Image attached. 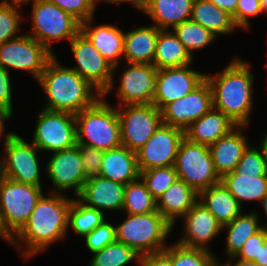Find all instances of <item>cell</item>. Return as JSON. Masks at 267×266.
I'll return each mask as SVG.
<instances>
[{
  "mask_svg": "<svg viewBox=\"0 0 267 266\" xmlns=\"http://www.w3.org/2000/svg\"><path fill=\"white\" fill-rule=\"evenodd\" d=\"M212 90L213 107L222 111L237 126H246L252 108L254 75L250 66L234 59L221 74L206 75Z\"/></svg>",
  "mask_w": 267,
  "mask_h": 266,
  "instance_id": "obj_1",
  "label": "cell"
},
{
  "mask_svg": "<svg viewBox=\"0 0 267 266\" xmlns=\"http://www.w3.org/2000/svg\"><path fill=\"white\" fill-rule=\"evenodd\" d=\"M59 65L54 56L37 79L47 95L48 102L44 109L76 115L102 97L95 87L72 68Z\"/></svg>",
  "mask_w": 267,
  "mask_h": 266,
  "instance_id": "obj_2",
  "label": "cell"
},
{
  "mask_svg": "<svg viewBox=\"0 0 267 266\" xmlns=\"http://www.w3.org/2000/svg\"><path fill=\"white\" fill-rule=\"evenodd\" d=\"M50 197L41 196L30 214L28 222L16 234L27 244L23 252L31 257L65 237L68 229V211L72 200L61 194L50 193Z\"/></svg>",
  "mask_w": 267,
  "mask_h": 266,
  "instance_id": "obj_3",
  "label": "cell"
},
{
  "mask_svg": "<svg viewBox=\"0 0 267 266\" xmlns=\"http://www.w3.org/2000/svg\"><path fill=\"white\" fill-rule=\"evenodd\" d=\"M75 120L77 144L102 151L122 145L118 112L101 98L92 106L77 113Z\"/></svg>",
  "mask_w": 267,
  "mask_h": 266,
  "instance_id": "obj_4",
  "label": "cell"
},
{
  "mask_svg": "<svg viewBox=\"0 0 267 266\" xmlns=\"http://www.w3.org/2000/svg\"><path fill=\"white\" fill-rule=\"evenodd\" d=\"M42 195L39 186L19 183L0 176V215L5 240L15 246L18 244L13 235H16L28 222Z\"/></svg>",
  "mask_w": 267,
  "mask_h": 266,
  "instance_id": "obj_5",
  "label": "cell"
},
{
  "mask_svg": "<svg viewBox=\"0 0 267 266\" xmlns=\"http://www.w3.org/2000/svg\"><path fill=\"white\" fill-rule=\"evenodd\" d=\"M173 226L158 212L132 215L116 227V241L132 248L140 256L163 251L164 239Z\"/></svg>",
  "mask_w": 267,
  "mask_h": 266,
  "instance_id": "obj_6",
  "label": "cell"
},
{
  "mask_svg": "<svg viewBox=\"0 0 267 266\" xmlns=\"http://www.w3.org/2000/svg\"><path fill=\"white\" fill-rule=\"evenodd\" d=\"M178 179L197 193L221 182L216 173L209 146L193 143L186 137L181 141L174 162Z\"/></svg>",
  "mask_w": 267,
  "mask_h": 266,
  "instance_id": "obj_7",
  "label": "cell"
},
{
  "mask_svg": "<svg viewBox=\"0 0 267 266\" xmlns=\"http://www.w3.org/2000/svg\"><path fill=\"white\" fill-rule=\"evenodd\" d=\"M33 37L49 51L51 43L62 38L75 37L81 31V23L47 0H33Z\"/></svg>",
  "mask_w": 267,
  "mask_h": 266,
  "instance_id": "obj_8",
  "label": "cell"
},
{
  "mask_svg": "<svg viewBox=\"0 0 267 266\" xmlns=\"http://www.w3.org/2000/svg\"><path fill=\"white\" fill-rule=\"evenodd\" d=\"M4 145L6 158L3 162L0 160V176L41 187L37 159L39 149L12 132L6 135Z\"/></svg>",
  "mask_w": 267,
  "mask_h": 266,
  "instance_id": "obj_9",
  "label": "cell"
},
{
  "mask_svg": "<svg viewBox=\"0 0 267 266\" xmlns=\"http://www.w3.org/2000/svg\"><path fill=\"white\" fill-rule=\"evenodd\" d=\"M32 143L39 150L53 153L76 146L75 115L43 109L38 116Z\"/></svg>",
  "mask_w": 267,
  "mask_h": 266,
  "instance_id": "obj_10",
  "label": "cell"
},
{
  "mask_svg": "<svg viewBox=\"0 0 267 266\" xmlns=\"http://www.w3.org/2000/svg\"><path fill=\"white\" fill-rule=\"evenodd\" d=\"M77 66L72 69L87 80L103 96L113 87V66L80 31L70 40Z\"/></svg>",
  "mask_w": 267,
  "mask_h": 266,
  "instance_id": "obj_11",
  "label": "cell"
},
{
  "mask_svg": "<svg viewBox=\"0 0 267 266\" xmlns=\"http://www.w3.org/2000/svg\"><path fill=\"white\" fill-rule=\"evenodd\" d=\"M124 107L117 109L122 145L136 153L162 124V112L154 104Z\"/></svg>",
  "mask_w": 267,
  "mask_h": 266,
  "instance_id": "obj_12",
  "label": "cell"
},
{
  "mask_svg": "<svg viewBox=\"0 0 267 266\" xmlns=\"http://www.w3.org/2000/svg\"><path fill=\"white\" fill-rule=\"evenodd\" d=\"M54 57L44 45L29 35H20L0 45V66L29 71L36 79Z\"/></svg>",
  "mask_w": 267,
  "mask_h": 266,
  "instance_id": "obj_13",
  "label": "cell"
},
{
  "mask_svg": "<svg viewBox=\"0 0 267 266\" xmlns=\"http://www.w3.org/2000/svg\"><path fill=\"white\" fill-rule=\"evenodd\" d=\"M185 132L161 124L147 142L136 152L139 171L173 166Z\"/></svg>",
  "mask_w": 267,
  "mask_h": 266,
  "instance_id": "obj_14",
  "label": "cell"
},
{
  "mask_svg": "<svg viewBox=\"0 0 267 266\" xmlns=\"http://www.w3.org/2000/svg\"><path fill=\"white\" fill-rule=\"evenodd\" d=\"M212 107V90L205 78L189 94L170 102L161 110L162 124L185 131Z\"/></svg>",
  "mask_w": 267,
  "mask_h": 266,
  "instance_id": "obj_15",
  "label": "cell"
},
{
  "mask_svg": "<svg viewBox=\"0 0 267 266\" xmlns=\"http://www.w3.org/2000/svg\"><path fill=\"white\" fill-rule=\"evenodd\" d=\"M188 67L189 65L158 69L152 104L159 110L170 102L189 94L205 79L203 73Z\"/></svg>",
  "mask_w": 267,
  "mask_h": 266,
  "instance_id": "obj_16",
  "label": "cell"
},
{
  "mask_svg": "<svg viewBox=\"0 0 267 266\" xmlns=\"http://www.w3.org/2000/svg\"><path fill=\"white\" fill-rule=\"evenodd\" d=\"M122 73L118 97L120 106L152 104L158 70L153 64L128 63Z\"/></svg>",
  "mask_w": 267,
  "mask_h": 266,
  "instance_id": "obj_17",
  "label": "cell"
},
{
  "mask_svg": "<svg viewBox=\"0 0 267 266\" xmlns=\"http://www.w3.org/2000/svg\"><path fill=\"white\" fill-rule=\"evenodd\" d=\"M46 169L47 176L59 192L72 187L77 196L86 182L78 144L70 149L55 152Z\"/></svg>",
  "mask_w": 267,
  "mask_h": 266,
  "instance_id": "obj_18",
  "label": "cell"
},
{
  "mask_svg": "<svg viewBox=\"0 0 267 266\" xmlns=\"http://www.w3.org/2000/svg\"><path fill=\"white\" fill-rule=\"evenodd\" d=\"M183 217L186 233L177 243L186 247L209 250L206 244L223 229L215 216L197 202Z\"/></svg>",
  "mask_w": 267,
  "mask_h": 266,
  "instance_id": "obj_19",
  "label": "cell"
},
{
  "mask_svg": "<svg viewBox=\"0 0 267 266\" xmlns=\"http://www.w3.org/2000/svg\"><path fill=\"white\" fill-rule=\"evenodd\" d=\"M125 186V184L96 176L86 180L77 197L85 205L99 211L122 210Z\"/></svg>",
  "mask_w": 267,
  "mask_h": 266,
  "instance_id": "obj_20",
  "label": "cell"
},
{
  "mask_svg": "<svg viewBox=\"0 0 267 266\" xmlns=\"http://www.w3.org/2000/svg\"><path fill=\"white\" fill-rule=\"evenodd\" d=\"M237 127V131L233 129L209 146L215 171L220 178L235 170L244 152L249 147L245 135L241 133V128L246 126Z\"/></svg>",
  "mask_w": 267,
  "mask_h": 266,
  "instance_id": "obj_21",
  "label": "cell"
},
{
  "mask_svg": "<svg viewBox=\"0 0 267 266\" xmlns=\"http://www.w3.org/2000/svg\"><path fill=\"white\" fill-rule=\"evenodd\" d=\"M236 127L237 125L222 111L212 107L207 113L194 121L184 132L185 137L189 141L210 146Z\"/></svg>",
  "mask_w": 267,
  "mask_h": 266,
  "instance_id": "obj_22",
  "label": "cell"
},
{
  "mask_svg": "<svg viewBox=\"0 0 267 266\" xmlns=\"http://www.w3.org/2000/svg\"><path fill=\"white\" fill-rule=\"evenodd\" d=\"M92 18L81 23V31L87 36L94 47L113 66V74L118 67V58L124 53V34L113 25L92 26Z\"/></svg>",
  "mask_w": 267,
  "mask_h": 266,
  "instance_id": "obj_23",
  "label": "cell"
},
{
  "mask_svg": "<svg viewBox=\"0 0 267 266\" xmlns=\"http://www.w3.org/2000/svg\"><path fill=\"white\" fill-rule=\"evenodd\" d=\"M99 176L127 185L140 177L137 155L125 146L104 151Z\"/></svg>",
  "mask_w": 267,
  "mask_h": 266,
  "instance_id": "obj_24",
  "label": "cell"
},
{
  "mask_svg": "<svg viewBox=\"0 0 267 266\" xmlns=\"http://www.w3.org/2000/svg\"><path fill=\"white\" fill-rule=\"evenodd\" d=\"M198 193L183 180L177 179L156 200L157 211L172 225L183 217L198 201Z\"/></svg>",
  "mask_w": 267,
  "mask_h": 266,
  "instance_id": "obj_25",
  "label": "cell"
},
{
  "mask_svg": "<svg viewBox=\"0 0 267 266\" xmlns=\"http://www.w3.org/2000/svg\"><path fill=\"white\" fill-rule=\"evenodd\" d=\"M160 29L139 27L124 34V56L127 63L153 64Z\"/></svg>",
  "mask_w": 267,
  "mask_h": 266,
  "instance_id": "obj_26",
  "label": "cell"
},
{
  "mask_svg": "<svg viewBox=\"0 0 267 266\" xmlns=\"http://www.w3.org/2000/svg\"><path fill=\"white\" fill-rule=\"evenodd\" d=\"M198 198L199 203L209 210L222 226L230 223L242 212L240 204L222 182L200 191Z\"/></svg>",
  "mask_w": 267,
  "mask_h": 266,
  "instance_id": "obj_27",
  "label": "cell"
},
{
  "mask_svg": "<svg viewBox=\"0 0 267 266\" xmlns=\"http://www.w3.org/2000/svg\"><path fill=\"white\" fill-rule=\"evenodd\" d=\"M194 0H151L144 11L156 23L154 26L160 30L176 27L184 21L191 19Z\"/></svg>",
  "mask_w": 267,
  "mask_h": 266,
  "instance_id": "obj_28",
  "label": "cell"
},
{
  "mask_svg": "<svg viewBox=\"0 0 267 266\" xmlns=\"http://www.w3.org/2000/svg\"><path fill=\"white\" fill-rule=\"evenodd\" d=\"M221 182L236 198L240 206L244 201L258 200L261 202L267 194V175L258 176V174L233 171L224 175Z\"/></svg>",
  "mask_w": 267,
  "mask_h": 266,
  "instance_id": "obj_29",
  "label": "cell"
},
{
  "mask_svg": "<svg viewBox=\"0 0 267 266\" xmlns=\"http://www.w3.org/2000/svg\"><path fill=\"white\" fill-rule=\"evenodd\" d=\"M166 31L159 32L153 65L157 70L190 65L193 56L188 53L173 32Z\"/></svg>",
  "mask_w": 267,
  "mask_h": 266,
  "instance_id": "obj_30",
  "label": "cell"
},
{
  "mask_svg": "<svg viewBox=\"0 0 267 266\" xmlns=\"http://www.w3.org/2000/svg\"><path fill=\"white\" fill-rule=\"evenodd\" d=\"M191 20L199 23L215 36L229 34L235 27L232 15L208 0H194Z\"/></svg>",
  "mask_w": 267,
  "mask_h": 266,
  "instance_id": "obj_31",
  "label": "cell"
},
{
  "mask_svg": "<svg viewBox=\"0 0 267 266\" xmlns=\"http://www.w3.org/2000/svg\"><path fill=\"white\" fill-rule=\"evenodd\" d=\"M257 213L240 214L230 223L222 226L228 229L226 253L230 258H234L243 248L247 239L257 233L262 226L258 225Z\"/></svg>",
  "mask_w": 267,
  "mask_h": 266,
  "instance_id": "obj_32",
  "label": "cell"
},
{
  "mask_svg": "<svg viewBox=\"0 0 267 266\" xmlns=\"http://www.w3.org/2000/svg\"><path fill=\"white\" fill-rule=\"evenodd\" d=\"M105 221L102 211L89 207L79 199L72 200L68 211V225L80 236L91 233Z\"/></svg>",
  "mask_w": 267,
  "mask_h": 266,
  "instance_id": "obj_33",
  "label": "cell"
},
{
  "mask_svg": "<svg viewBox=\"0 0 267 266\" xmlns=\"http://www.w3.org/2000/svg\"><path fill=\"white\" fill-rule=\"evenodd\" d=\"M139 180L140 178L125 186L122 210L132 215L157 211L156 200L146 188L145 183Z\"/></svg>",
  "mask_w": 267,
  "mask_h": 266,
  "instance_id": "obj_34",
  "label": "cell"
},
{
  "mask_svg": "<svg viewBox=\"0 0 267 266\" xmlns=\"http://www.w3.org/2000/svg\"><path fill=\"white\" fill-rule=\"evenodd\" d=\"M163 252L171 259L172 266H218L209 250L191 248L177 243L167 246Z\"/></svg>",
  "mask_w": 267,
  "mask_h": 266,
  "instance_id": "obj_35",
  "label": "cell"
},
{
  "mask_svg": "<svg viewBox=\"0 0 267 266\" xmlns=\"http://www.w3.org/2000/svg\"><path fill=\"white\" fill-rule=\"evenodd\" d=\"M173 31L191 56L194 50L202 49L216 39L211 31L191 19L177 25Z\"/></svg>",
  "mask_w": 267,
  "mask_h": 266,
  "instance_id": "obj_36",
  "label": "cell"
},
{
  "mask_svg": "<svg viewBox=\"0 0 267 266\" xmlns=\"http://www.w3.org/2000/svg\"><path fill=\"white\" fill-rule=\"evenodd\" d=\"M140 255L129 246L114 241L100 251L94 252L90 266H125L136 259L139 262Z\"/></svg>",
  "mask_w": 267,
  "mask_h": 266,
  "instance_id": "obj_37",
  "label": "cell"
},
{
  "mask_svg": "<svg viewBox=\"0 0 267 266\" xmlns=\"http://www.w3.org/2000/svg\"><path fill=\"white\" fill-rule=\"evenodd\" d=\"M139 178L157 200L178 179V176L174 166H166L140 171Z\"/></svg>",
  "mask_w": 267,
  "mask_h": 266,
  "instance_id": "obj_38",
  "label": "cell"
},
{
  "mask_svg": "<svg viewBox=\"0 0 267 266\" xmlns=\"http://www.w3.org/2000/svg\"><path fill=\"white\" fill-rule=\"evenodd\" d=\"M12 3H8L7 0L0 2V45L16 38L14 35L19 30L21 16L15 5L18 7L20 3Z\"/></svg>",
  "mask_w": 267,
  "mask_h": 266,
  "instance_id": "obj_39",
  "label": "cell"
},
{
  "mask_svg": "<svg viewBox=\"0 0 267 266\" xmlns=\"http://www.w3.org/2000/svg\"><path fill=\"white\" fill-rule=\"evenodd\" d=\"M47 1L54 3L65 12L71 14L80 23H83L93 18L95 5L98 0H47Z\"/></svg>",
  "mask_w": 267,
  "mask_h": 266,
  "instance_id": "obj_40",
  "label": "cell"
},
{
  "mask_svg": "<svg viewBox=\"0 0 267 266\" xmlns=\"http://www.w3.org/2000/svg\"><path fill=\"white\" fill-rule=\"evenodd\" d=\"M87 248L97 252L116 241V226L106 222L97 226L91 233L84 236Z\"/></svg>",
  "mask_w": 267,
  "mask_h": 266,
  "instance_id": "obj_41",
  "label": "cell"
},
{
  "mask_svg": "<svg viewBox=\"0 0 267 266\" xmlns=\"http://www.w3.org/2000/svg\"><path fill=\"white\" fill-rule=\"evenodd\" d=\"M80 148L81 160L84 168L85 179L99 176L101 171L104 151L84 144H78Z\"/></svg>",
  "mask_w": 267,
  "mask_h": 266,
  "instance_id": "obj_42",
  "label": "cell"
},
{
  "mask_svg": "<svg viewBox=\"0 0 267 266\" xmlns=\"http://www.w3.org/2000/svg\"><path fill=\"white\" fill-rule=\"evenodd\" d=\"M234 171L236 173L258 174V176L267 175L261 151L248 147Z\"/></svg>",
  "mask_w": 267,
  "mask_h": 266,
  "instance_id": "obj_43",
  "label": "cell"
},
{
  "mask_svg": "<svg viewBox=\"0 0 267 266\" xmlns=\"http://www.w3.org/2000/svg\"><path fill=\"white\" fill-rule=\"evenodd\" d=\"M266 242L265 232L263 228H261L257 233L251 235L247 239L243 248L239 251L235 258L238 257V259L245 261H254L255 259H259L260 249Z\"/></svg>",
  "mask_w": 267,
  "mask_h": 266,
  "instance_id": "obj_44",
  "label": "cell"
},
{
  "mask_svg": "<svg viewBox=\"0 0 267 266\" xmlns=\"http://www.w3.org/2000/svg\"><path fill=\"white\" fill-rule=\"evenodd\" d=\"M260 0H238L235 11V25L237 27H249L248 16H256L262 13Z\"/></svg>",
  "mask_w": 267,
  "mask_h": 266,
  "instance_id": "obj_45",
  "label": "cell"
},
{
  "mask_svg": "<svg viewBox=\"0 0 267 266\" xmlns=\"http://www.w3.org/2000/svg\"><path fill=\"white\" fill-rule=\"evenodd\" d=\"M0 109L12 116V93L9 71L0 66Z\"/></svg>",
  "mask_w": 267,
  "mask_h": 266,
  "instance_id": "obj_46",
  "label": "cell"
},
{
  "mask_svg": "<svg viewBox=\"0 0 267 266\" xmlns=\"http://www.w3.org/2000/svg\"><path fill=\"white\" fill-rule=\"evenodd\" d=\"M139 262L140 266H172L171 259L163 251L143 255Z\"/></svg>",
  "mask_w": 267,
  "mask_h": 266,
  "instance_id": "obj_47",
  "label": "cell"
},
{
  "mask_svg": "<svg viewBox=\"0 0 267 266\" xmlns=\"http://www.w3.org/2000/svg\"><path fill=\"white\" fill-rule=\"evenodd\" d=\"M208 1L212 2L220 9L232 15L235 23V11L238 5V0H208Z\"/></svg>",
  "mask_w": 267,
  "mask_h": 266,
  "instance_id": "obj_48",
  "label": "cell"
},
{
  "mask_svg": "<svg viewBox=\"0 0 267 266\" xmlns=\"http://www.w3.org/2000/svg\"><path fill=\"white\" fill-rule=\"evenodd\" d=\"M109 3H119V2H131L138 9L145 11L149 6L151 0H104Z\"/></svg>",
  "mask_w": 267,
  "mask_h": 266,
  "instance_id": "obj_49",
  "label": "cell"
},
{
  "mask_svg": "<svg viewBox=\"0 0 267 266\" xmlns=\"http://www.w3.org/2000/svg\"><path fill=\"white\" fill-rule=\"evenodd\" d=\"M253 262L260 266H267V242L260 249L259 259H255Z\"/></svg>",
  "mask_w": 267,
  "mask_h": 266,
  "instance_id": "obj_50",
  "label": "cell"
},
{
  "mask_svg": "<svg viewBox=\"0 0 267 266\" xmlns=\"http://www.w3.org/2000/svg\"><path fill=\"white\" fill-rule=\"evenodd\" d=\"M261 154H262V158H263V161L265 163V168H266V171H267V134L265 135L263 141H261Z\"/></svg>",
  "mask_w": 267,
  "mask_h": 266,
  "instance_id": "obj_51",
  "label": "cell"
},
{
  "mask_svg": "<svg viewBox=\"0 0 267 266\" xmlns=\"http://www.w3.org/2000/svg\"><path fill=\"white\" fill-rule=\"evenodd\" d=\"M222 266H232V262H227ZM234 266H260L257 263L253 262V261H245L242 259L237 260V262L234 264Z\"/></svg>",
  "mask_w": 267,
  "mask_h": 266,
  "instance_id": "obj_52",
  "label": "cell"
},
{
  "mask_svg": "<svg viewBox=\"0 0 267 266\" xmlns=\"http://www.w3.org/2000/svg\"><path fill=\"white\" fill-rule=\"evenodd\" d=\"M10 118V116L4 112L2 109H0V136L1 134L3 133V130H4V120H8Z\"/></svg>",
  "mask_w": 267,
  "mask_h": 266,
  "instance_id": "obj_53",
  "label": "cell"
},
{
  "mask_svg": "<svg viewBox=\"0 0 267 266\" xmlns=\"http://www.w3.org/2000/svg\"><path fill=\"white\" fill-rule=\"evenodd\" d=\"M261 203L263 204V209L267 217V194L263 197Z\"/></svg>",
  "mask_w": 267,
  "mask_h": 266,
  "instance_id": "obj_54",
  "label": "cell"
},
{
  "mask_svg": "<svg viewBox=\"0 0 267 266\" xmlns=\"http://www.w3.org/2000/svg\"><path fill=\"white\" fill-rule=\"evenodd\" d=\"M261 3V9L263 12H267V0H260Z\"/></svg>",
  "mask_w": 267,
  "mask_h": 266,
  "instance_id": "obj_55",
  "label": "cell"
},
{
  "mask_svg": "<svg viewBox=\"0 0 267 266\" xmlns=\"http://www.w3.org/2000/svg\"><path fill=\"white\" fill-rule=\"evenodd\" d=\"M0 236L3 238V222L0 215Z\"/></svg>",
  "mask_w": 267,
  "mask_h": 266,
  "instance_id": "obj_56",
  "label": "cell"
},
{
  "mask_svg": "<svg viewBox=\"0 0 267 266\" xmlns=\"http://www.w3.org/2000/svg\"><path fill=\"white\" fill-rule=\"evenodd\" d=\"M13 2H17V3H26L29 2V0H12Z\"/></svg>",
  "mask_w": 267,
  "mask_h": 266,
  "instance_id": "obj_57",
  "label": "cell"
},
{
  "mask_svg": "<svg viewBox=\"0 0 267 266\" xmlns=\"http://www.w3.org/2000/svg\"><path fill=\"white\" fill-rule=\"evenodd\" d=\"M267 223L265 224V226H262L264 232H265V235H266V240H267Z\"/></svg>",
  "mask_w": 267,
  "mask_h": 266,
  "instance_id": "obj_58",
  "label": "cell"
}]
</instances>
